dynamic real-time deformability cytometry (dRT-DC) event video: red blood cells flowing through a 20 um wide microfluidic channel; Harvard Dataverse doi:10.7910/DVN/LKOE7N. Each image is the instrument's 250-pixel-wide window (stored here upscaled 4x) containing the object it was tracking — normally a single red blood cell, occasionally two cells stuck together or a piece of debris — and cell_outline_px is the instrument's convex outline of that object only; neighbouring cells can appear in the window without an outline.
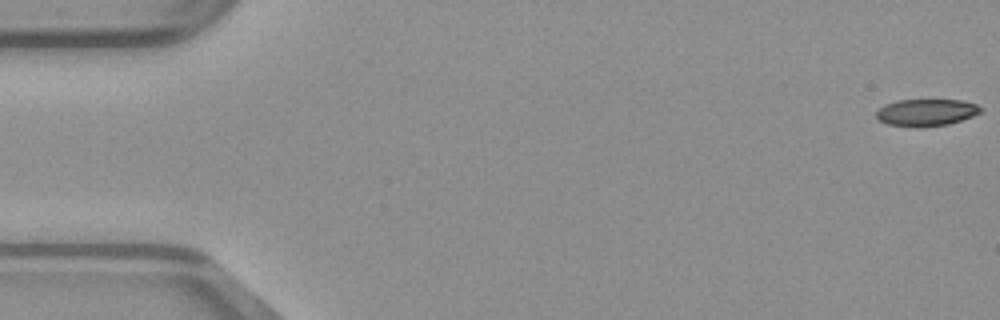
{"species": "common noctule bat (a hibernating species)", "species_latin": "Nyctalus noctula", "temperature_condition": "warm", "stored_images_in_passage": 50, "camera_frame_rate_fps": 3000, "um_per_image_px": 0.085, "animal": {"sex": "male", "body_mass_g": 23.1, "forearm_length_mm": 52.7}, "frame": {"image": 1, "passage_image": 1, "time_ms": 0.0, "image_size_px": [1000, 320], "cell_outline_px": [[984, 108], [980, 112], [972, 116], [948, 124], [888, 124], [880, 120], [876, 116], [876, 112], [884, 104], [896, 100], [964, 100], [976, 104]], "centroid_in_image_um": [78.77, 9.49], "position_along_channel_um": 6.2, "area_um2": 15.61}}
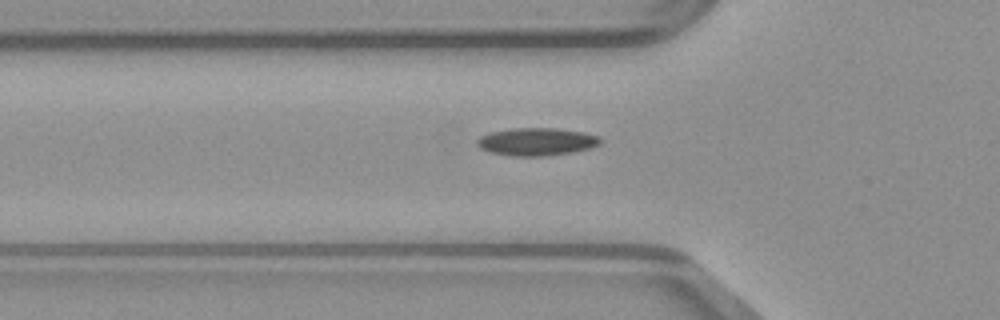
{"frame": {"image": 2, "passage_image": 17, "time_ms": 5.333, "image_size_px": [1000, 320], "cell_outline_px": [[600, 144], [592, 148], [572, 152], [548, 156], [512, 156], [488, 152], [480, 148], [476, 144], [476, 140], [480, 136], [488, 132], [516, 128], [556, 128], [584, 132], [600, 136]], "centroid_in_image_um": [45.6, 12.05], "position_along_channel_um": 80.2, "area_um2": 20.17}}
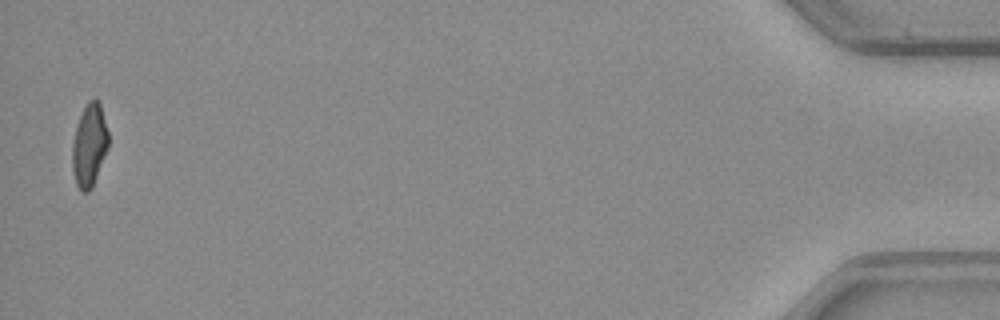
{"frame": {"image": 3, "passage_image": 49, "time_ms": 16.0, "image_size_px": [1000, 320], "cell_outline_px": [[108, 148], [96, 176], [88, 192], [80, 192], [76, 184], [72, 172], [72, 144], [76, 128], [80, 116], [88, 100], [92, 96], [100, 104], [108, 132]], "centroid_in_image_um": [7.58, 12.34], "position_along_channel_um": 427.6, "area_um2": 17.22}}